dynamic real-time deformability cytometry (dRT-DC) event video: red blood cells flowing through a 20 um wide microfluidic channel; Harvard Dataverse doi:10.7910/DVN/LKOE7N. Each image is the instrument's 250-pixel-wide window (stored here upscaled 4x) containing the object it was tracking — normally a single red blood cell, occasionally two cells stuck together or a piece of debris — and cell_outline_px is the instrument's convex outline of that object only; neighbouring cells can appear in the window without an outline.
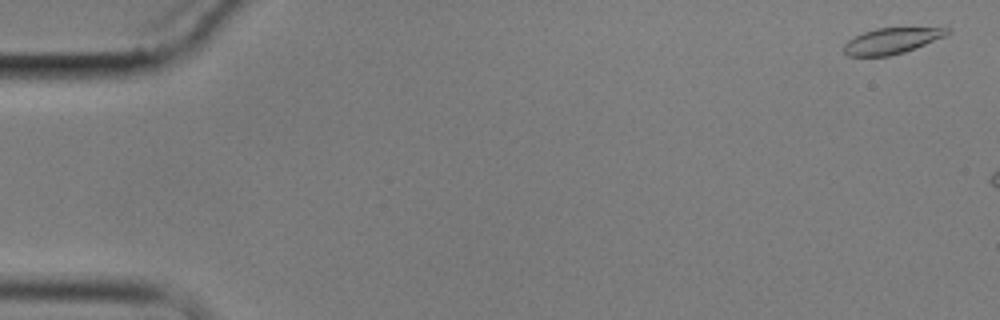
{"species": "common noctule bat (a hibernating species)", "species_latin": "Nyctalus noctula", "temperature_condition": "cold", "stored_images_in_passage": 4, "segment_of_instrument_passage": [2, 2], "camera_frame_rate_fps": 3000, "um_per_image_px": 0.085, "animal": {"sex": "male", "body_mass_g": 17.9}, "frame": {"image": 1, "passage_image": 4, "time_ms": 5.667, "image_size_px": [1000, 320], "cell_outline_px": [[952, 32], [944, 36], [904, 52], [888, 56], [848, 56], [844, 52], [844, 44], [848, 40], [864, 32], [876, 28], [952, 28]], "centroid_in_image_um": [75.77, 3.47], "position_along_channel_um": 9.2, "area_um2": 15.32}}